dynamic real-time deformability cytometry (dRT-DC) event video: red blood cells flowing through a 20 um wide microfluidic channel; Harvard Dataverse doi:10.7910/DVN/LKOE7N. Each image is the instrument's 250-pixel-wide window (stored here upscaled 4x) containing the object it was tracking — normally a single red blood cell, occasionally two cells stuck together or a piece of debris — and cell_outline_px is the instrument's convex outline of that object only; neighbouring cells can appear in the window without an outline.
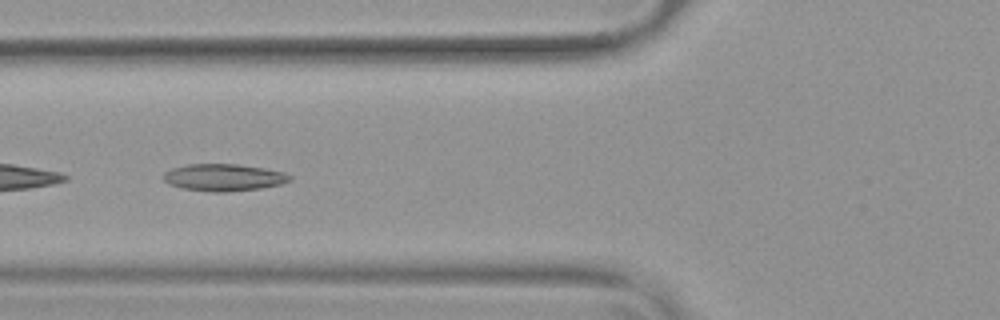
{"species": "common noctule bat (a hibernating species)", "species_latin": "Nyctalus noctula", "temperature_condition": "warm", "stored_images_in_passage": 40, "camera_frame_rate_fps": 3000, "um_per_image_px": 0.085, "animal": {"sex": "female", "body_mass_g": 19.9}, "frame": {"image": 1, "passage_image": 7, "time_ms": 2.0, "image_size_px": [1000, 320], "cell_outline_px": [[292, 180], [280, 184], [260, 188], [228, 192], [212, 192], [180, 188], [168, 184], [164, 180], [164, 172], [172, 168], [188, 164], [236, 164], [264, 168], [284, 172], [292, 176]], "centroid_in_image_um": [19.01, 15.08], "position_along_channel_um": 106.8, "area_um2": 20.0}, "authors_computed_cell_mechanics": {"area_um2": 19.363, "velocity_mm_per_s": 3.7914, "shape_relaxation_time_tau1_ms": null, "shape_relaxation_time_tau2_ms": 2.6109, "deformation_change_tau1": null, "deformation_change_tau2": 0.0864}}